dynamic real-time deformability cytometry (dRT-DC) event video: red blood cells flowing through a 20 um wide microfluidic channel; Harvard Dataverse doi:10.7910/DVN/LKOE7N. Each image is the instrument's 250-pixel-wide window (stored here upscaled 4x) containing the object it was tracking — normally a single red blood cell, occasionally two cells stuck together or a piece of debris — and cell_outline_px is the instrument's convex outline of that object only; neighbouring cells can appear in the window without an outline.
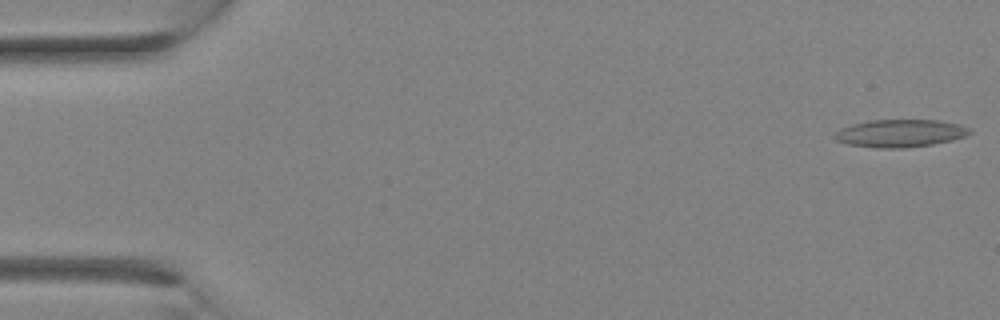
{"species": "Egyptian fruit bat (a non-hibernating species)", "species_latin": "Rousettus aegyptiacus", "temperature_condition": "room temperature", "stored_images_in_passage": 9, "camera_frame_rate_fps": 3000, "um_per_image_px": 0.085, "animal": {"sex": "female"}, "frame": {"image": 1, "passage_image": 1, "time_ms": 0.0, "image_size_px": [1000, 320], "cell_outline_px": [[972, 132], [964, 136], [952, 140], [932, 144], [904, 148], [880, 148], [848, 144], [836, 140], [832, 136], [840, 128], [852, 124], [868, 120], [936, 120], [960, 124], [972, 128]], "centroid_in_image_um": [76.51, 11.32], "position_along_channel_um": 8.5, "area_um2": 21.79}}